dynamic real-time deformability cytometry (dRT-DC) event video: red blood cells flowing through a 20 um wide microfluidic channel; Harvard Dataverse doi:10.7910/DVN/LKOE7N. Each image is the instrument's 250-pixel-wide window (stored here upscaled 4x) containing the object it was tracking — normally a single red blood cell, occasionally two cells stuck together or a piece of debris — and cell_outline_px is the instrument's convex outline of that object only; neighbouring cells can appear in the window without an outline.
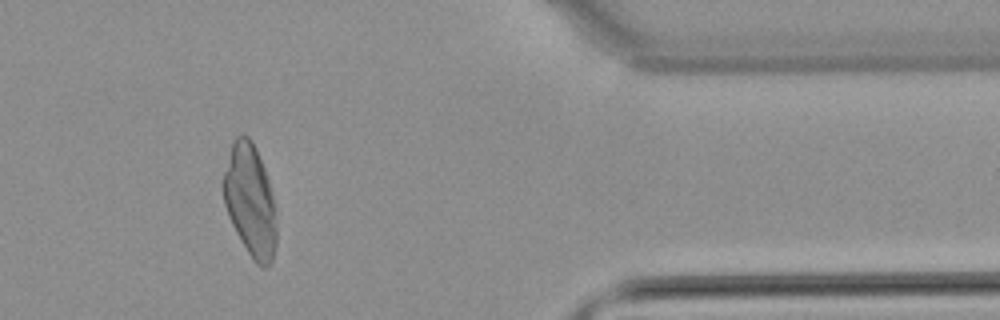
{"species": "common noctule bat (a hibernating species)", "species_latin": "Nyctalus noctula", "temperature_condition": "warm", "stored_images_in_passage": 44, "camera_frame_rate_fps": 3000, "um_per_image_px": 0.085, "animal": {"sex": "male", "body_mass_g": 21.5, "forearm_length_mm": 52.0}, "frame": {"image": 1, "passage_image": 36, "time_ms": 11.667, "image_size_px": [1000, 320], "cell_outline_px": [[276, 244], [272, 264], [264, 268], [260, 268], [252, 260], [236, 232], [228, 216], [224, 204], [224, 172], [232, 140], [236, 136], [248, 136], [252, 140], [256, 148], [264, 168], [268, 180], [272, 196], [276, 228]], "centroid_in_image_um": [21.26, 17.1], "position_along_channel_um": 390.1, "area_um2": 34.51}}